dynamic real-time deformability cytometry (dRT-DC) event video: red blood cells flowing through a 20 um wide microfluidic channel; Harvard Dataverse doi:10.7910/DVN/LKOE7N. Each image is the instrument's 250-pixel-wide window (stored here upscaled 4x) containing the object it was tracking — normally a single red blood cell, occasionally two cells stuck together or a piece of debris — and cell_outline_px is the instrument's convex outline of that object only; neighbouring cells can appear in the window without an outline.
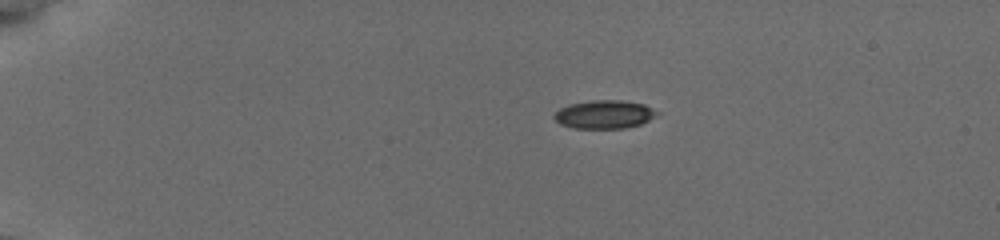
{"species": "common noctule bat (a hibernating species)", "species_latin": "Nyctalus noctula", "temperature_condition": "cold", "stored_images_in_passage": 44, "camera_frame_rate_fps": 3000, "um_per_image_px": 0.085, "animal": {"sex": "female", "body_mass_g": 19.5, "forearm_length_mm": 54.1}, "frame": {"image": 1, "passage_image": 1, "time_ms": 0.0, "image_size_px": [1000, 240], "cell_outline_px": [[660, 112], [648, 120], [640, 124], [624, 128], [572, 128], [560, 124], [552, 116], [560, 108], [568, 104], [592, 100], [620, 100], [644, 104]], "centroid_in_image_um": [51.34, 9.72], "position_along_channel_um": 33.7, "area_um2": 16.94}}
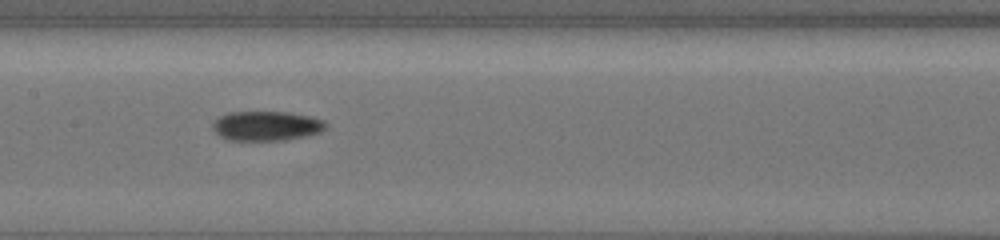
{"frame": {"image": 2, "passage_image": 19, "time_ms": 6.0, "image_size_px": [1000, 240], "cell_outline_px": [[328, 124], [320, 132], [280, 140], [228, 140], [220, 136], [212, 128], [212, 124], [220, 116], [228, 112], [292, 112], [312, 116], [324, 120]], "centroid_in_image_um": [22.64, 10.68], "position_along_channel_um": 184.8, "area_um2": 19.36}}
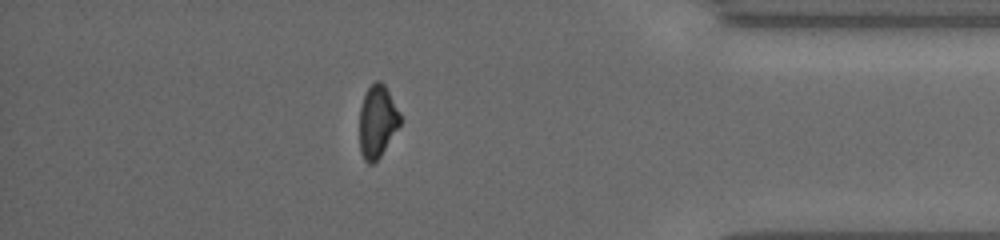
{"frame": {"image": 3, "passage_image": 38, "time_ms": 12.333, "image_size_px": [1000, 240], "cell_outline_px": [[400, 124], [380, 156], [372, 164], [368, 164], [364, 160], [360, 148], [360, 108], [364, 96], [368, 88], [376, 80], [380, 80], [384, 84], [400, 112]], "centroid_in_image_um": [32.07, 10.31], "position_along_channel_um": 403.1, "area_um2": 16.88}}